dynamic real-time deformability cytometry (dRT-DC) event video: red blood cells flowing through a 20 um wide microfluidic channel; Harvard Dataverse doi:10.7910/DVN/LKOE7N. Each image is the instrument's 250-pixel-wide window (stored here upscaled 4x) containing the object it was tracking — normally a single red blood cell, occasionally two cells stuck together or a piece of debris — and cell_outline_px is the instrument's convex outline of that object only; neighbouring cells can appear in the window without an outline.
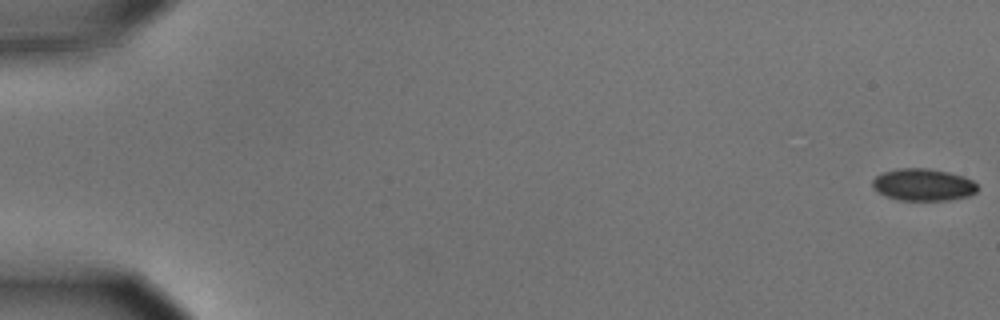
{"species": "common noctule bat (a hibernating species)", "species_latin": "Nyctalus noctula", "temperature_condition": "cold", "stored_images_in_passage": 57, "camera_frame_rate_fps": 3000, "um_per_image_px": 0.085, "animal": {"sex": "male", "body_mass_g": 15.6}, "frame": {"image": 1, "passage_image": 1, "time_ms": 0.0, "image_size_px": [1000, 320], "cell_outline_px": [[980, 188], [976, 192], [968, 196], [948, 200], [900, 200], [888, 196], [880, 192], [872, 184], [872, 180], [876, 176], [884, 172], [900, 168], [928, 168], [948, 172], [964, 176], [972, 180]], "centroid_in_image_um": [78.52, 15.69], "position_along_channel_um": 6.5, "area_um2": 19.48}}
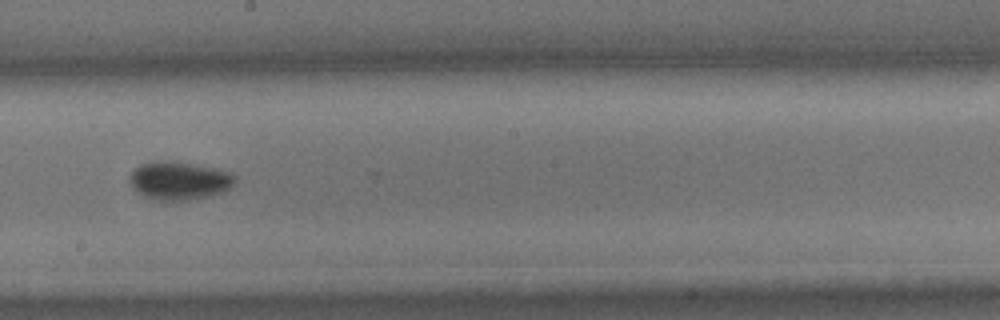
{"frame": {"image": 2, "passage_image": 33, "time_ms": 10.667, "image_size_px": [1000, 320], "cell_outline_px": [[236, 180], [224, 192], [208, 196], [188, 200], [156, 200], [144, 196], [128, 180], [128, 176], [140, 164], [156, 160], [172, 160], [196, 164], [216, 168], [228, 172], [236, 176]], "centroid_in_image_um": [15.23, 15.33], "position_along_channel_um": 233.0, "area_um2": 23.47}}
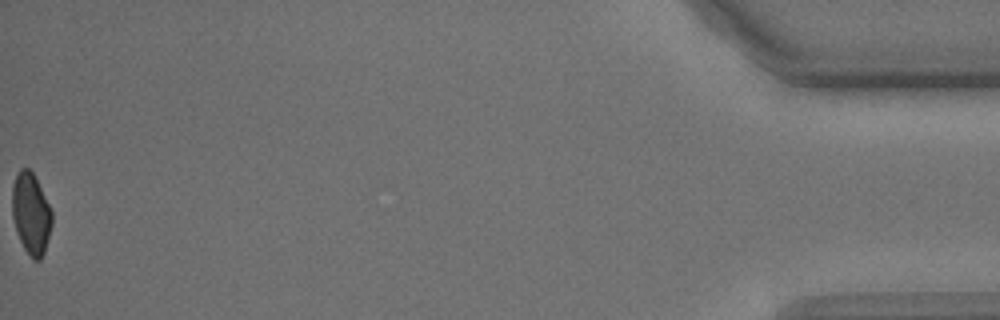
{"frame": {"image": 3, "passage_image": 57, "time_ms": 18.667, "image_size_px": [1000, 320], "cell_outline_px": [[52, 224], [44, 252], [40, 260], [32, 260], [24, 248], [20, 240], [12, 216], [12, 188], [16, 172], [20, 168], [28, 168], [32, 172], [52, 212]], "centroid_in_image_um": [2.62, 18.16], "position_along_channel_um": 432.6, "area_um2": 18.61}, "authors_computed_cell_mechanics": {"area_um2": 20.808, "velocity_mm_per_s": 3.6369, "shape_relaxation_time_tau1_ms": 1.7882, "shape_relaxation_time_tau2_ms": null, "deformation_change_tau1": 0.0672, "deformation_change_tau2": null}}